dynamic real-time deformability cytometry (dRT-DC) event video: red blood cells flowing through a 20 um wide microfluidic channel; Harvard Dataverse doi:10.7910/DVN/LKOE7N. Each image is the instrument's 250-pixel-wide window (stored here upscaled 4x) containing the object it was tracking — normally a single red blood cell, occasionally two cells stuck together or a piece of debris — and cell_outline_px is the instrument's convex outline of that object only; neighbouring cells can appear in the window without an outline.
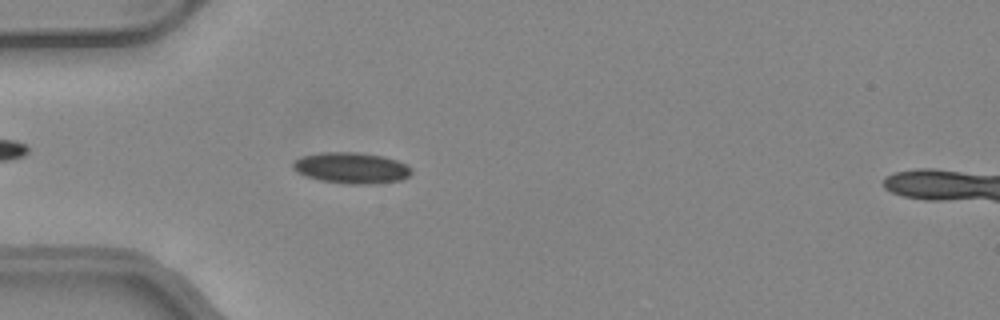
{"species": "common noctule bat (a hibernating species)", "species_latin": "Nyctalus noctula", "temperature_condition": "warm", "stored_images_in_passage": 50, "camera_frame_rate_fps": 3000, "um_per_image_px": 0.085, "animal": {"sex": "female", "body_mass_g": 24.6, "forearm_length_mm": 56.2}, "frame": {"image": 1, "passage_image": 15, "time_ms": 4.667, "image_size_px": [1000, 320], "cell_outline_px": [[412, 172], [408, 176], [400, 180], [376, 184], [348, 184], [320, 180], [304, 176], [296, 172], [292, 168], [292, 160], [304, 156], [320, 152], [356, 152], [384, 156], [396, 160], [412, 168]], "centroid_in_image_um": [29.83, 14.28], "position_along_channel_um": 55.2, "area_um2": 21.62}}
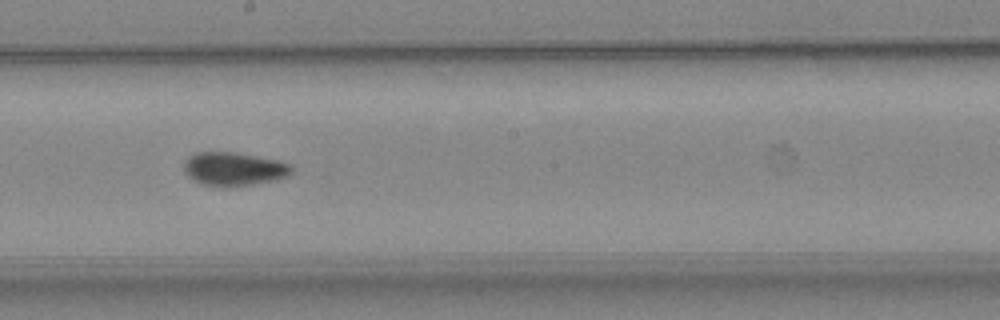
{"frame": {"image": 2, "passage_image": 28, "time_ms": 9.0, "image_size_px": [1000, 320], "cell_outline_px": [[292, 172], [288, 176], [276, 180], [252, 184], [224, 188], [200, 184], [188, 176], [184, 172], [184, 160], [188, 156], [196, 152], [232, 152], [256, 156], [276, 160], [288, 164], [292, 168]], "centroid_in_image_um": [19.82, 14.37], "position_along_channel_um": 228.4, "area_um2": 21.15}}
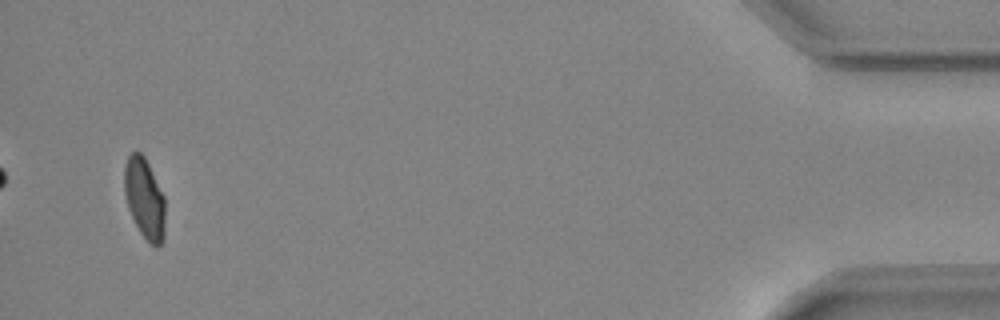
{"frame": {"image": 3, "passage_image": 48, "time_ms": 15.667, "image_size_px": [1000, 320], "cell_outline_px": [[164, 240], [156, 248], [140, 232], [128, 208], [124, 192], [124, 168], [128, 156], [132, 152], [140, 152], [144, 156], [164, 196]], "centroid_in_image_um": [12.28, 16.86], "position_along_channel_um": 422.9, "area_um2": 18.9}, "authors_computed_cell_mechanics": {"area_um2": 20.1433, "velocity_mm_per_s": 4.1636, "shape_relaxation_time_tau1_ms": 9.8374, "shape_relaxation_time_tau2_ms": 1.2714, "deformation_change_tau1": 0.2132, "deformation_change_tau2": 0.0675}}